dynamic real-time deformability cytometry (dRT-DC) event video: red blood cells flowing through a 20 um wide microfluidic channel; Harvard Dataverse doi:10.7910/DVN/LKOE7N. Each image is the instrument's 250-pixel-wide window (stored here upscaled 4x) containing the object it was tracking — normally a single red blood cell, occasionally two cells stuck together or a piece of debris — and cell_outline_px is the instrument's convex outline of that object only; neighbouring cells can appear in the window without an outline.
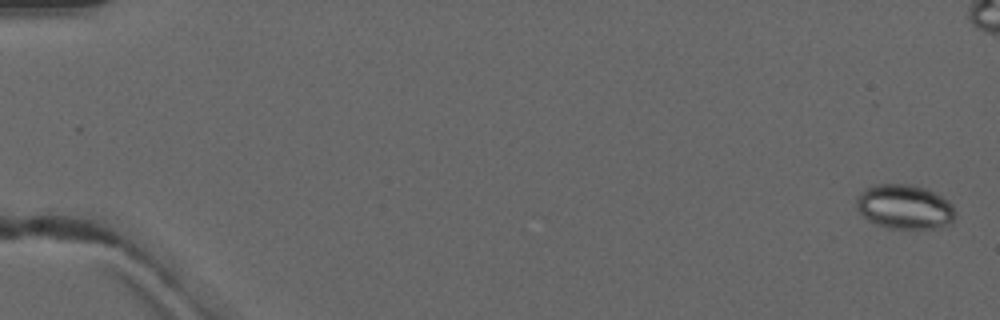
{"species": "common noctule bat (a hibernating species)", "species_latin": "Nyctalus noctula", "temperature_condition": "warm", "stored_images_in_passage": 4, "camera_frame_rate_fps": 3000, "um_per_image_px": 0.085, "animal": {"sex": "male", "forearm_length_mm": 52.5}, "frame": {"image": 1, "passage_image": 1, "time_ms": 0.0, "image_size_px": [1000, 320], "cell_outline_px": [[956, 216], [948, 224], [932, 228], [888, 228], [868, 220], [856, 208], [856, 196], [864, 188], [872, 184], [908, 184], [928, 188], [948, 200], [952, 204], [956, 212]], "centroid_in_image_um": [76.87, 17.55], "position_along_channel_um": 8.1, "area_um2": 25.78}}